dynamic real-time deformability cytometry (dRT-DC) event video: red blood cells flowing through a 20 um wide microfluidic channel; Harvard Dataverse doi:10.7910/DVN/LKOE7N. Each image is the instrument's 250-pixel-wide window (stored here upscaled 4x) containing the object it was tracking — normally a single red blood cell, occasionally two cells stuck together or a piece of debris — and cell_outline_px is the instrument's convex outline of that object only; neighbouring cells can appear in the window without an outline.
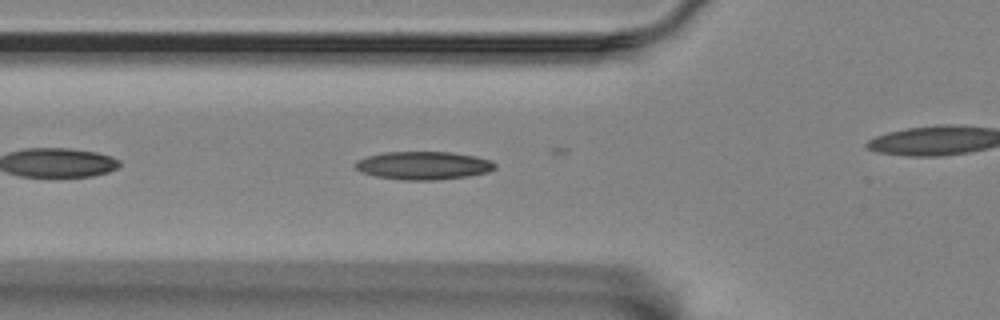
{"species": "Egyptian fruit bat (a non-hibernating species)", "species_latin": "Rousettus aegyptiacus", "temperature_condition": "room temperature", "stored_images_in_passage": 30, "camera_frame_rate_fps": 3000, "um_per_image_px": 0.085, "animal": {"sex": "female"}, "frame": {"image": 1, "passage_image": 6, "time_ms": 1.667, "image_size_px": [1000, 320], "cell_outline_px": [[496, 168], [488, 172], [468, 176], [432, 180], [404, 180], [376, 176], [364, 172], [356, 168], [356, 160], [368, 156], [384, 152], [452, 152], [476, 156], [492, 160], [496, 164]], "centroid_in_image_um": [36.04, 14.06], "position_along_channel_um": 89.8, "area_um2": 22.77}}
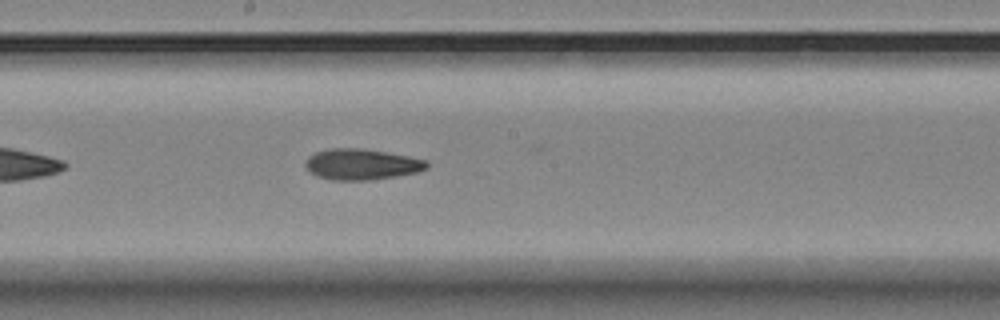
{"frame": {"image": 2, "passage_image": 17, "time_ms": 5.333, "image_size_px": [1000, 320], "cell_outline_px": [[428, 168], [416, 172], [396, 176], [368, 180], [332, 180], [320, 176], [312, 172], [304, 164], [308, 156], [316, 152], [328, 148], [364, 148], [408, 156], [428, 160]], "centroid_in_image_um": [30.76, 13.95], "position_along_channel_um": 217.4, "area_um2": 21.73}}
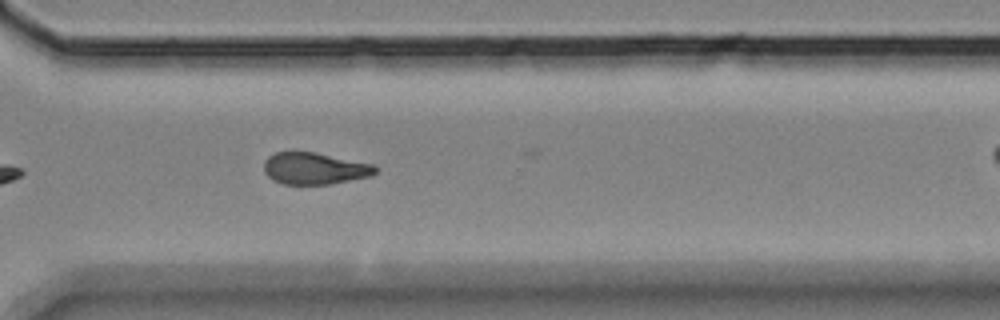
{"frame": {"image": 3, "passage_image": 28, "time_ms": 9.0, "image_size_px": [1000, 320], "cell_outline_px": [[380, 168], [372, 176], [332, 184], [284, 184], [272, 180], [264, 172], [264, 160], [268, 156], [276, 152], [316, 152], [372, 164]], "centroid_in_image_um": [26.75, 14.32], "position_along_channel_um": 343.8, "area_um2": 20.81}}